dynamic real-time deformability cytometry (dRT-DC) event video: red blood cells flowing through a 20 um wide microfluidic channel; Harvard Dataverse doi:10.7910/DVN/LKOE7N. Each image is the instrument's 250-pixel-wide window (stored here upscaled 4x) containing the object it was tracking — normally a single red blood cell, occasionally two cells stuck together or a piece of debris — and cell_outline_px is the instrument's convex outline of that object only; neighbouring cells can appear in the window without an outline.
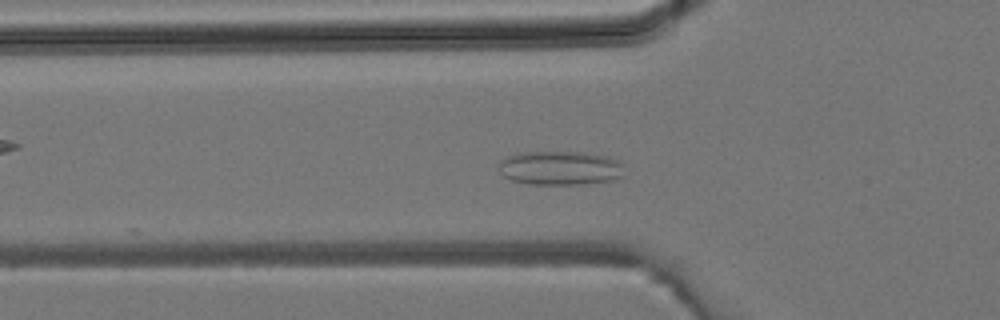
{"species": "common noctule bat (a hibernating species)", "species_latin": "Nyctalus noctula", "temperature_condition": "room temperature", "stored_images_in_passage": 12, "camera_frame_rate_fps": 3000, "um_per_image_px": 0.085, "animal": {"sex": "male", "body_mass_g": 19.2, "forearm_length_mm": 51.8}, "frame": {"image": 1, "passage_image": 10, "time_ms": 3.0, "image_size_px": [1000, 320], "cell_outline_px": [[624, 176], [616, 180], [580, 184], [528, 184], [512, 180], [504, 176], [496, 168], [500, 160], [516, 152], [584, 152], [608, 156], [620, 160]], "centroid_in_image_um": [47.61, 14.27], "position_along_channel_um": 78.2, "area_um2": 25.32}}